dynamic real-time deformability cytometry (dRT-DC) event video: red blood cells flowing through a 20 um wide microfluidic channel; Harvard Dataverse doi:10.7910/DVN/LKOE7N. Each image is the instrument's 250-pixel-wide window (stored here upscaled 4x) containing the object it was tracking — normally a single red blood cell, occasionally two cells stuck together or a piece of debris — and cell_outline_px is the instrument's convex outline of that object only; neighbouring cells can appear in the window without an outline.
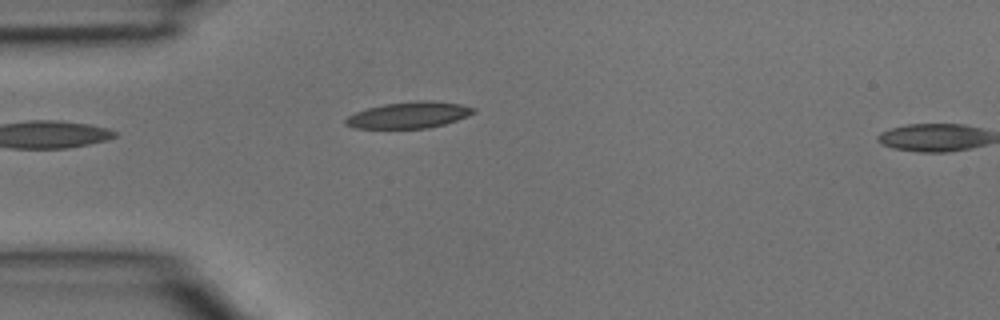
{"species": "common noctule bat (a hibernating species)", "species_latin": "Nyctalus noctula", "temperature_condition": "room temperature", "stored_images_in_passage": 2, "segment_of_instrument_passage": [1, 2], "camera_frame_rate_fps": 3000, "um_per_image_px": 0.085, "animal": {"sex": "male", "body_mass_g": 15.6}, "frame": {"image": 1, "passage_image": 1, "time_ms": 0.0, "image_size_px": [1000, 320], "cell_outline_px": [[476, 112], [468, 116], [444, 124], [428, 128], [352, 128], [344, 124], [344, 120], [348, 116], [356, 112], [368, 108], [384, 104], [420, 100], [428, 100], [460, 104], [476, 108]], "centroid_in_image_um": [34.76, 9.78], "position_along_channel_um": 50.2, "area_um2": 19.59}}